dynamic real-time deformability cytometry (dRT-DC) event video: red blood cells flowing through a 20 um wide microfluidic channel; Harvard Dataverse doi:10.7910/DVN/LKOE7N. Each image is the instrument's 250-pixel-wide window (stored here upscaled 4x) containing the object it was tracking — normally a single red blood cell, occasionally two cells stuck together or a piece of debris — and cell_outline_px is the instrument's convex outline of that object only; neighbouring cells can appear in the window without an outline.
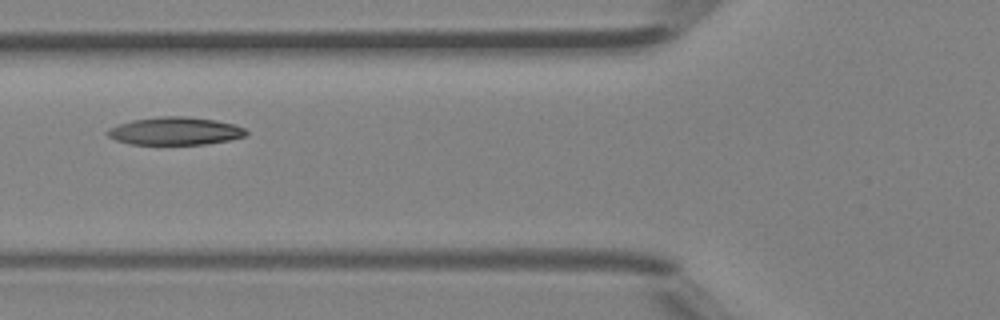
{"species": "Egyptian fruit bat (a non-hibernating species)", "species_latin": "Rousettus aegyptiacus", "temperature_condition": "room temperature", "stored_images_in_passage": 5, "camera_frame_rate_fps": 3000, "um_per_image_px": 0.085, "animal": {"sex": "female"}, "frame": {"image": 1, "passage_image": 5, "time_ms": 1.333, "image_size_px": [1000, 320], "cell_outline_px": [[248, 136], [208, 144], [128, 144], [116, 140], [108, 136], [104, 132], [108, 128], [132, 120], [160, 116], [184, 116], [216, 120], [232, 124], [244, 128], [248, 132]], "centroid_in_image_um": [14.87, 11.14], "position_along_channel_um": 110.9, "area_um2": 22.54}}